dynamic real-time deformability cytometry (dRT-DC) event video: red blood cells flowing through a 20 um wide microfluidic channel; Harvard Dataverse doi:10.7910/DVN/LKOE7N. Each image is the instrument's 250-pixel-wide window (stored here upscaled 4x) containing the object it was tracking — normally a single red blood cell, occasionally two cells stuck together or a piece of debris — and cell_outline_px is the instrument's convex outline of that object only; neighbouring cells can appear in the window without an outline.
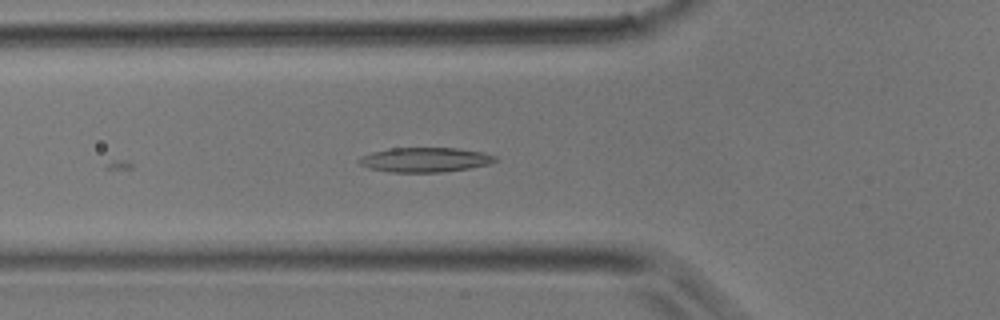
{"species": "common noctule bat (a hibernating species)", "species_latin": "Nyctalus noctula", "temperature_condition": "room temperature", "stored_images_in_passage": 16, "camera_frame_rate_fps": 3000, "um_per_image_px": 0.085, "animal": {"sex": "male", "body_mass_g": 17.9}, "frame": {"image": 1, "passage_image": 16, "time_ms": 5.0, "image_size_px": [1000, 320], "cell_outline_px": [[500, 160], [488, 164], [468, 168], [444, 172], [388, 172], [368, 168], [360, 164], [356, 160], [360, 156], [372, 152], [392, 148], [460, 148], [484, 152], [496, 156]], "centroid_in_image_um": [36.13, 13.58], "position_along_channel_um": 89.7, "area_um2": 19.71}}